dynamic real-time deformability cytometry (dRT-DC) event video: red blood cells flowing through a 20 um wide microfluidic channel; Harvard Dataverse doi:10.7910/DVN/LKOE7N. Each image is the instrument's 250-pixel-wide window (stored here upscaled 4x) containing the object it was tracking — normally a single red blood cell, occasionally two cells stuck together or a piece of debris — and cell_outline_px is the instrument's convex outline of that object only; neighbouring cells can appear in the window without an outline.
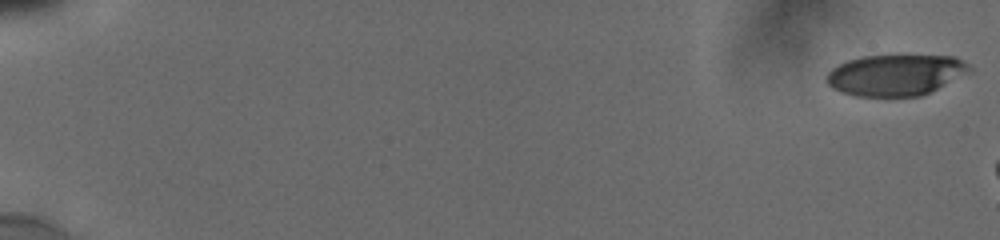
{"species": "human", "species_latin": "Homo sapiens", "temperature_condition": "cold", "stored_images_in_passage": 5, "camera_frame_rate_fps": 3000, "um_per_image_px": 0.085, "donor": {"sex": "male"}, "frame": {"image": 1, "passage_image": 1, "time_ms": 0.0, "image_size_px": [1000, 240], "cell_outline_px": [[972, 72], [920, 96], [856, 96], [840, 92], [832, 88], [828, 84], [828, 72], [832, 68], [848, 60], [864, 56], [952, 56], [968, 64], [972, 68]], "centroid_in_image_um": [76.14, 6.38], "position_along_channel_um": 8.9, "area_um2": 33.93}}